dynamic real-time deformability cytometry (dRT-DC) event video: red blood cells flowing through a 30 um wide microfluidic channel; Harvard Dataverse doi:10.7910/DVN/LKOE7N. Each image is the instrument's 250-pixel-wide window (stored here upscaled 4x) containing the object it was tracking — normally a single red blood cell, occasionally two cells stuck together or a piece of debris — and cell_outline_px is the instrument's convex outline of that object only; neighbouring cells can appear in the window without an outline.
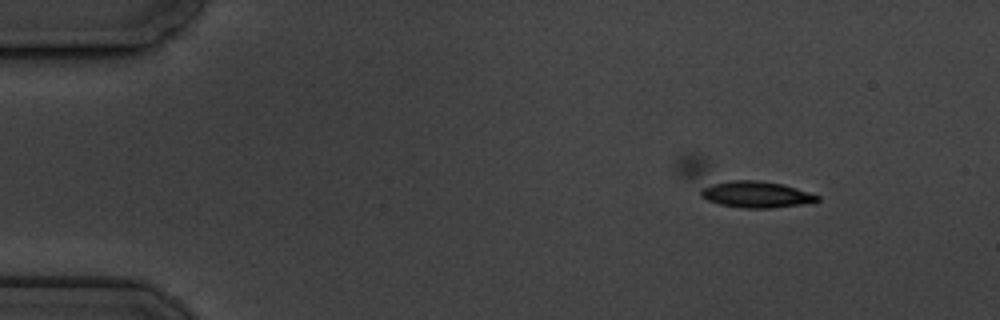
{"species": "common noctule bat (a hibernating species)", "species_latin": "Nyctalus noctula", "temperature_condition": "cold", "stored_images_in_passage": 4, "camera_frame_rate_fps": 3000, "um_per_image_px": 0.085, "animal": {"sex": "male", "body_mass_g": 19.5, "forearm_length_mm": 54.6}, "frame": {"image": 1, "passage_image": 1, "time_ms": 0.0, "image_size_px": [1000, 320], "cell_outline_px": [[820, 200], [800, 204], [772, 208], [744, 208], [720, 204], [708, 200], [700, 196], [676, 172], [676, 160], [680, 156], [704, 156], [820, 196]], "centroid_in_image_um": [62.69, 15.74], "position_along_channel_um": 22.3, "area_um2": 30.4}}